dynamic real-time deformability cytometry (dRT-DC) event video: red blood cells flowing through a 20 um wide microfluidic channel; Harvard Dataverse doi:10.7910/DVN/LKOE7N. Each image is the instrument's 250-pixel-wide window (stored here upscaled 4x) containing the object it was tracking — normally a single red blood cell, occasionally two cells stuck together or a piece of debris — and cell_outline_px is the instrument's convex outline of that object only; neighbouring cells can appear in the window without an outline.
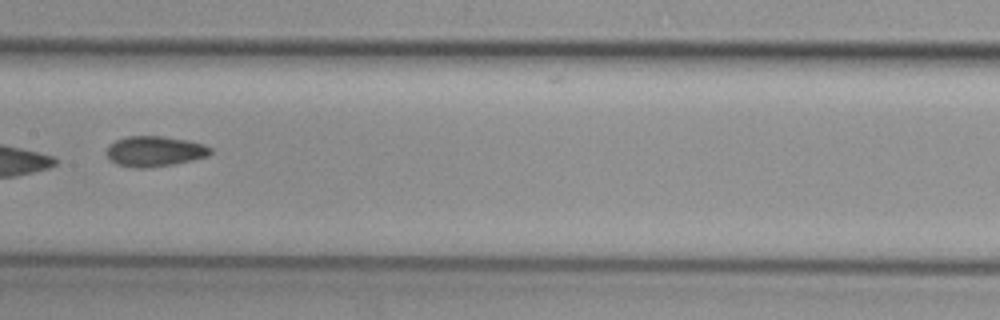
{"species": "common noctule bat (a hibernating species)", "species_latin": "Nyctalus noctula", "temperature_condition": "cold", "stored_images_in_passage": 10, "camera_frame_rate_fps": 3000, "um_per_image_px": 0.085, "animal": {"sex": "female", "body_mass_g": 29.2, "forearm_length_mm": 56.3}, "frame": {"image": 1, "passage_image": 7, "time_ms": 2.0, "image_size_px": [1000, 320], "cell_outline_px": [[212, 152], [208, 156], [192, 160], [172, 164], [148, 168], [132, 168], [116, 164], [108, 156], [108, 144], [116, 140], [128, 136], [164, 136], [188, 140], [204, 144], [212, 148]], "centroid_in_image_um": [13.17, 12.86], "position_along_channel_um": 194.2, "area_um2": 18.44}}
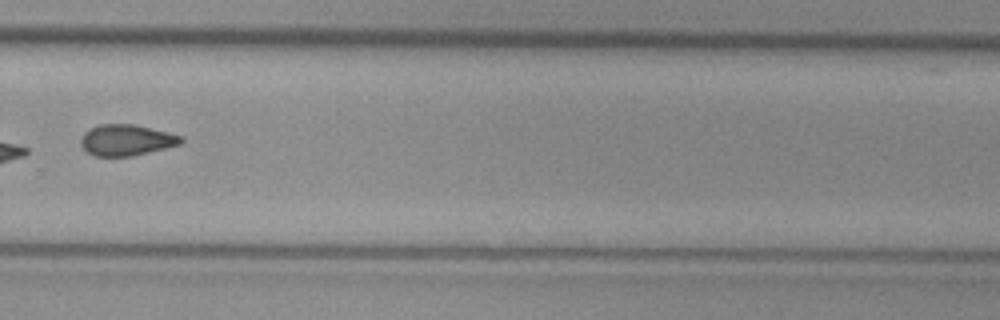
{"frame": {"image": 2, "passage_image": 10, "time_ms": 3.0, "image_size_px": [1000, 320], "cell_outline_px": [[184, 140], [180, 144], [132, 156], [96, 156], [88, 152], [80, 144], [80, 140], [84, 132], [100, 124], [132, 124], [168, 132], [180, 136]], "centroid_in_image_um": [10.72, 11.9], "position_along_channel_um": 319.1, "area_um2": 17.86}}